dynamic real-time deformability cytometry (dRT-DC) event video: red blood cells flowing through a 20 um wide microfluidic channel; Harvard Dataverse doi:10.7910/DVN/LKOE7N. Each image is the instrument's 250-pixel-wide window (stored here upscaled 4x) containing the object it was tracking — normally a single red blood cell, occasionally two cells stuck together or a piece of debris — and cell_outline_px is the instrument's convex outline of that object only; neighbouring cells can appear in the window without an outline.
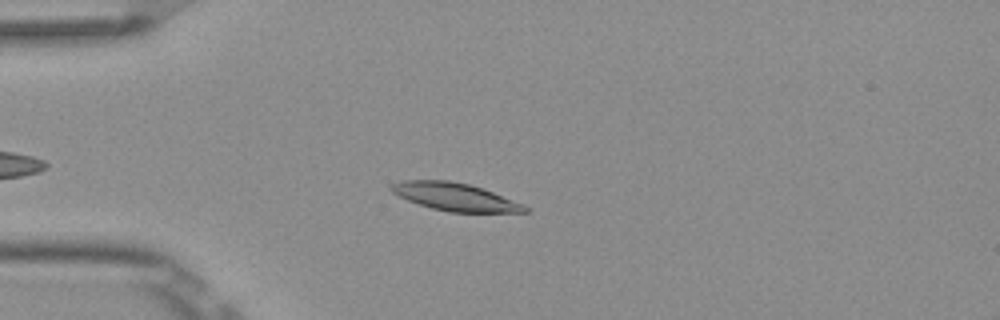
{"species": "Egyptian fruit bat (a non-hibernating species)", "species_latin": "Rousettus aegyptiacus", "temperature_condition": "room temperature", "stored_images_in_passage": 8, "camera_frame_rate_fps": 3000, "um_per_image_px": 0.085, "frame": {"image": 1, "passage_image": 5, "time_ms": 1.333, "image_size_px": [1000, 320], "cell_outline_px": [[528, 212], [448, 212], [432, 208], [408, 200], [392, 192], [388, 188], [392, 184], [404, 180], [448, 180], [468, 184], [492, 192], [524, 204], [528, 208]], "centroid_in_image_um": [38.67, 16.73], "position_along_channel_um": 46.3, "area_um2": 21.33}}
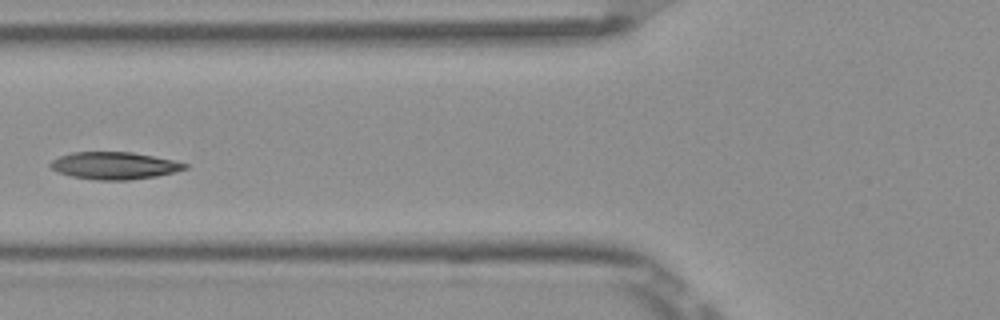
{"frame": {"image": 2, "passage_image": 7, "time_ms": 2.0, "image_size_px": [1000, 320], "cell_outline_px": [[188, 168], [156, 176], [128, 180], [96, 180], [72, 176], [56, 172], [48, 164], [52, 160], [60, 156], [72, 152], [132, 152], [172, 160], [188, 164]], "centroid_in_image_um": [9.68, 14.08], "position_along_channel_um": 116.1, "area_um2": 21.21}}
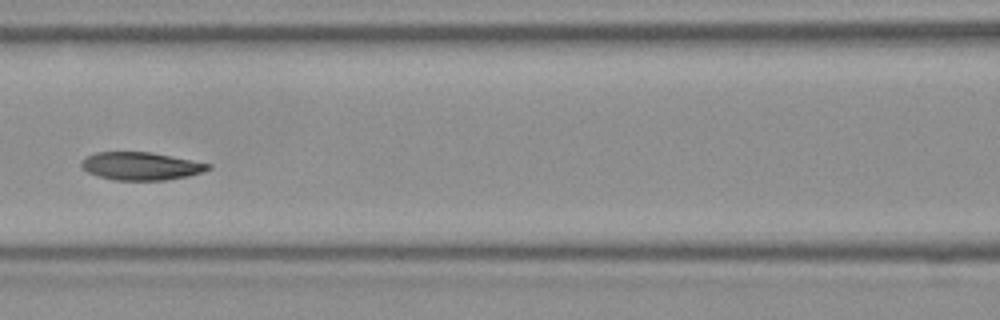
{"frame": {"image": 3, "passage_image": 8, "time_ms": 2.333, "image_size_px": [1000, 320], "cell_outline_px": [[212, 168], [188, 176], [164, 180], [116, 180], [100, 176], [88, 172], [80, 164], [88, 156], [96, 152], [152, 152], [212, 164]], "centroid_in_image_um": [12.02, 14.11], "position_along_channel_um": 154.6, "area_um2": 20.35}}